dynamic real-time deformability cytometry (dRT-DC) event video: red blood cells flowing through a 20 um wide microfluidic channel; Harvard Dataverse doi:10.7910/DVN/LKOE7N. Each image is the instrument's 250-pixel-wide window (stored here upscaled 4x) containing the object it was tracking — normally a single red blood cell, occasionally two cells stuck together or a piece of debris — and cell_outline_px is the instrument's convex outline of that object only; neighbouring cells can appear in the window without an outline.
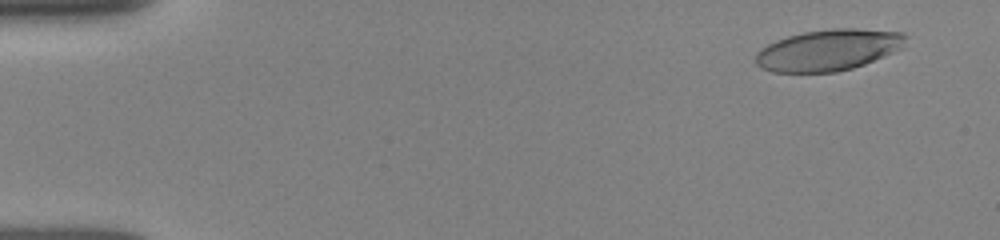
{"species": "human", "species_latin": "Homo sapiens", "temperature_condition": "room temperature", "stored_images_in_passage": 49, "camera_frame_rate_fps": 3000, "um_per_image_px": 0.085, "donor": {"sex": "female"}, "frame": {"image": 1, "passage_image": 2, "time_ms": 0.333, "image_size_px": [1000, 240], "cell_outline_px": [[908, 36], [904, 44], [900, 48], [892, 52], [864, 64], [852, 68], [836, 72], [772, 72], [760, 68], [756, 64], [756, 56], [760, 48], [776, 40], [788, 36], [804, 32], [832, 28], [856, 28], [900, 32]], "centroid_in_image_um": [70.38, 4.25], "position_along_channel_um": 14.6, "area_um2": 35.95}}
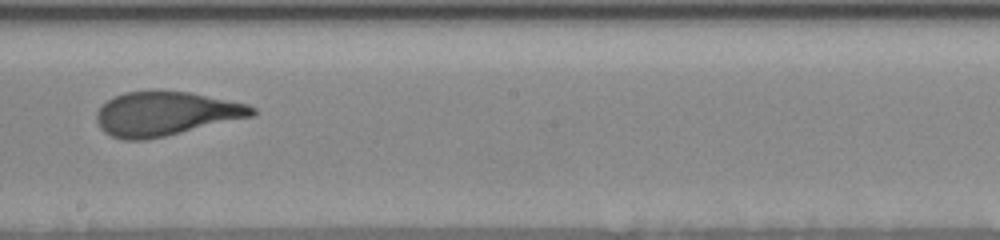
{"frame": {"image": 2, "passage_image": 28, "time_ms": 9.0, "image_size_px": [1000, 240], "cell_outline_px": [[256, 112], [252, 116], [164, 136], [144, 140], [124, 140], [112, 136], [104, 132], [100, 128], [96, 120], [96, 112], [108, 100], [124, 92], [152, 88], [188, 92], [248, 104], [256, 108]], "centroid_in_image_um": [14.04, 9.63], "position_along_channel_um": 234.2, "area_um2": 40.11}}
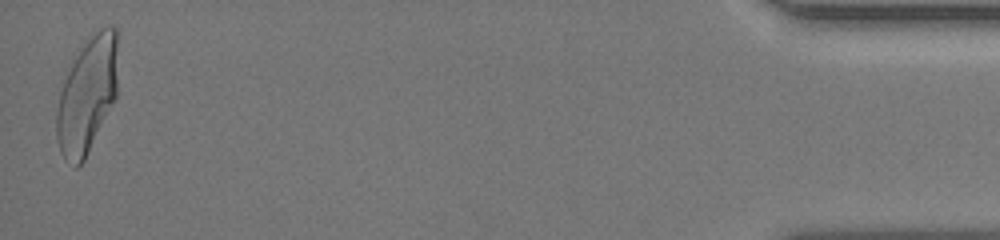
{"frame": {"image": 3, "passage_image": 49, "time_ms": 16.0, "image_size_px": [1000, 240], "cell_outline_px": [[116, 96], [84, 160], [76, 168], [64, 160], [60, 152], [56, 136], [56, 112], [60, 92], [64, 80], [72, 64], [88, 40], [100, 28], [108, 24], [112, 24], [116, 28]], "centroid_in_image_um": [7.39, 8.14], "position_along_channel_um": 427.8, "area_um2": 40.46}, "authors_computed_cell_mechanics": {"area_um2": 39.593, "velocity_mm_per_s": 3.9538, "shape_relaxation_time_tau1_ms": 5.3373, "shape_relaxation_time_tau2_ms": 0.8239, "deformation_change_tau1": 0.2387, "deformation_change_tau2": 0.0887}}